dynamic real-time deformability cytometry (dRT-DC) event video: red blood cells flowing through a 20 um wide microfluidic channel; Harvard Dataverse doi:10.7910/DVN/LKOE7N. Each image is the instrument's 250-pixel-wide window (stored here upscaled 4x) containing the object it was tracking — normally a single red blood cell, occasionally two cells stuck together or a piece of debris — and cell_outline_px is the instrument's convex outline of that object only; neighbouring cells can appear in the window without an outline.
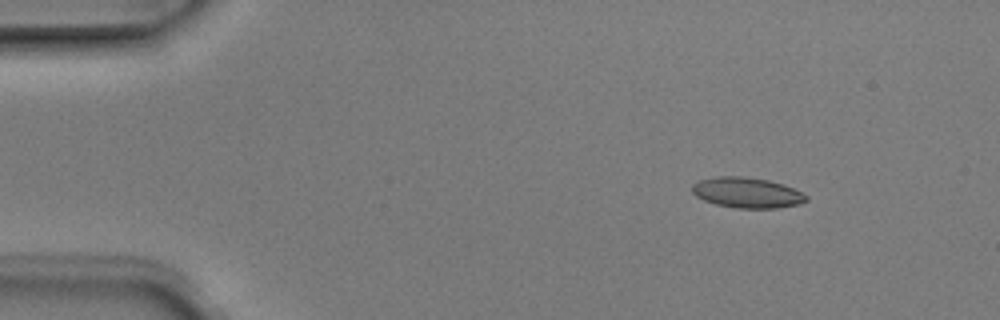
{"species": "Egyptian fruit bat (a non-hibernating species)", "species_latin": "Rousettus aegyptiacus", "temperature_condition": "room temperature", "stored_images_in_passage": 4, "camera_frame_rate_fps": 3000, "um_per_image_px": 0.085, "animal": {"sex": "male"}, "frame": {"image": 1, "passage_image": 1, "time_ms": 0.0, "image_size_px": [1000, 320], "cell_outline_px": [[808, 200], [800, 204], [776, 208], [736, 208], [716, 204], [704, 200], [696, 196], [692, 192], [692, 184], [700, 180], [720, 176], [740, 176], [768, 180], [792, 188], [808, 196]], "centroid_in_image_um": [63.48, 16.38], "position_along_channel_um": 21.5, "area_um2": 20.06}}
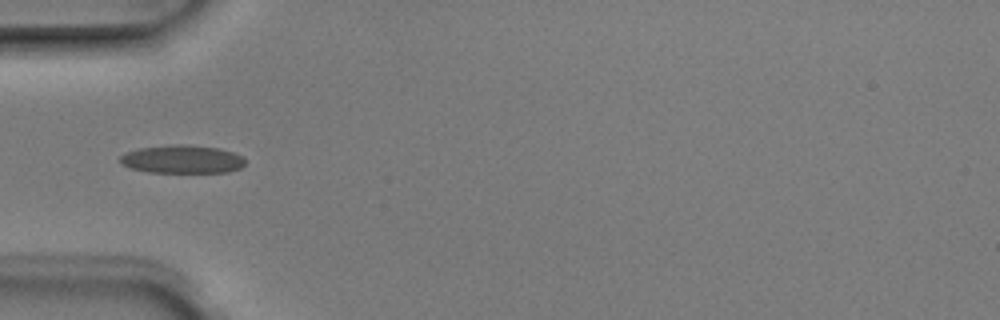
{"frame": {"image": 2, "passage_image": 4, "time_ms": 1.0, "image_size_px": [1000, 320], "cell_outline_px": [[244, 164], [240, 168], [228, 172], [148, 172], [132, 168], [120, 164], [120, 156], [128, 152], [140, 148], [176, 144], [220, 148], [232, 152], [240, 156], [244, 160]], "centroid_in_image_um": [15.47, 13.54], "position_along_channel_um": 69.5, "area_um2": 20.23}}